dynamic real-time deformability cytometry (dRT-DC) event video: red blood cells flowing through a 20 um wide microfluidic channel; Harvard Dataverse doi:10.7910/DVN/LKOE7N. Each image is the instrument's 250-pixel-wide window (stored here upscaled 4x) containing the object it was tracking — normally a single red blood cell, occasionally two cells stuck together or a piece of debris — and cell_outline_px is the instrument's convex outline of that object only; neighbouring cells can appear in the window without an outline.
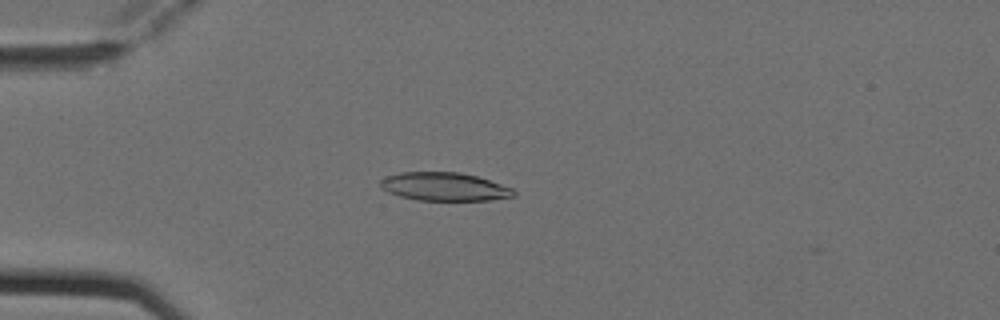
{"species": "Egyptian fruit bat (a non-hibernating species)", "species_latin": "Rousettus aegyptiacus", "temperature_condition": "cold", "stored_images_in_passage": 4, "camera_frame_rate_fps": 3000, "um_per_image_px": 0.085, "animal": {"sex": "female"}, "frame": {"image": 1, "passage_image": 2, "time_ms": 0.333, "image_size_px": [1000, 320], "cell_outline_px": [[516, 196], [488, 200], [420, 200], [400, 196], [388, 192], [380, 188], [380, 180], [384, 176], [400, 172], [460, 172], [476, 176], [512, 188], [516, 192]], "centroid_in_image_um": [37.73, 15.86], "position_along_channel_um": 47.3, "area_um2": 21.96}}
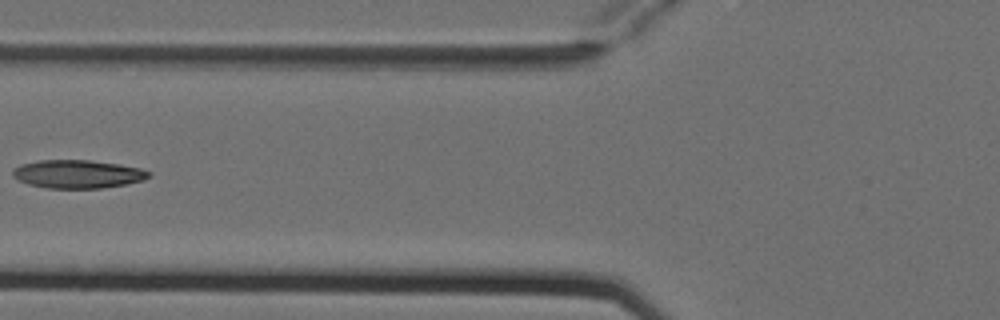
{"frame": {"image": 2, "passage_image": 4, "time_ms": 1.0, "image_size_px": [1000, 320], "cell_outline_px": [[152, 176], [144, 180], [124, 184], [100, 188], [48, 188], [28, 184], [12, 176], [12, 172], [20, 164], [40, 160], [92, 160], [120, 164], [140, 168], [152, 172]], "centroid_in_image_um": [6.64, 14.79], "position_along_channel_um": 119.2, "area_um2": 22.43}}